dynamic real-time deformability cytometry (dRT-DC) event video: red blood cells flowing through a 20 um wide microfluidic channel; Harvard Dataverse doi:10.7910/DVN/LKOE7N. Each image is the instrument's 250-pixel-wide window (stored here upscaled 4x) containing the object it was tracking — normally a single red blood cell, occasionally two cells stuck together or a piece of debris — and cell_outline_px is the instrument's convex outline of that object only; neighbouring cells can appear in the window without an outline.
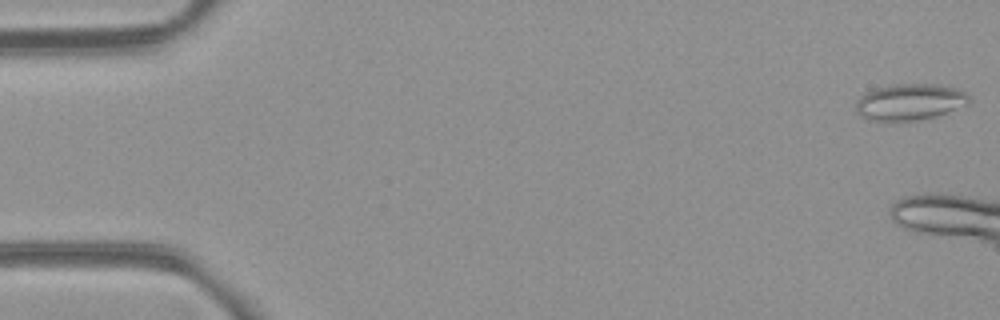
{"species": "common noctule bat (a hibernating species)", "species_latin": "Nyctalus noctula", "temperature_condition": "room temperature", "stored_images_in_passage": 6, "camera_frame_rate_fps": 3000, "um_per_image_px": 0.085, "animal": {"sex": "female", "body_mass_g": 21.9}, "frame": {"image": 1, "passage_image": 1, "time_ms": 0.0, "image_size_px": [1000, 320], "cell_outline_px": [[972, 100], [968, 104], [948, 112], [936, 116], [916, 120], [872, 120], [856, 112], [856, 100], [864, 92], [872, 88], [892, 84], [948, 84], [964, 92]], "centroid_in_image_um": [77.35, 8.63], "position_along_channel_um": 7.7, "area_um2": 24.16}}